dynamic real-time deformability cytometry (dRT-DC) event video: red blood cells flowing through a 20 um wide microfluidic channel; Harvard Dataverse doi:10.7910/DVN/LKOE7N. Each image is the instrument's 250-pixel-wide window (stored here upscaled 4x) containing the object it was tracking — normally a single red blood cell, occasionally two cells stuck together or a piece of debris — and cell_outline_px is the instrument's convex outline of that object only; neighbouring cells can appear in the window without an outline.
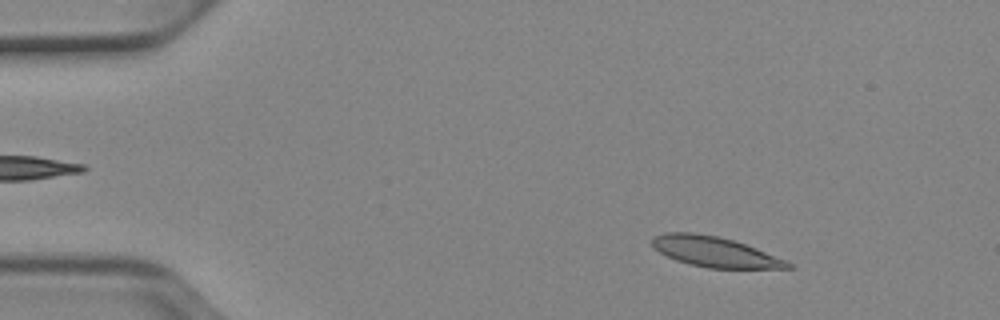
{"species": "Egyptian fruit bat (a non-hibernating species)", "species_latin": "Rousettus aegyptiacus", "temperature_condition": "cold", "stored_images_in_passage": 51, "camera_frame_rate_fps": 3000, "um_per_image_px": 0.085, "animal": {"sex": "female"}, "frame": {"image": 1, "passage_image": 7, "time_ms": 2.0, "image_size_px": [1000, 320], "cell_outline_px": [[796, 268], [708, 268], [676, 260], [652, 248], [652, 236], [664, 232], [692, 232], [720, 236], [736, 240], [788, 260]], "centroid_in_image_um": [60.78, 21.38], "position_along_channel_um": 24.2, "area_um2": 24.22}}
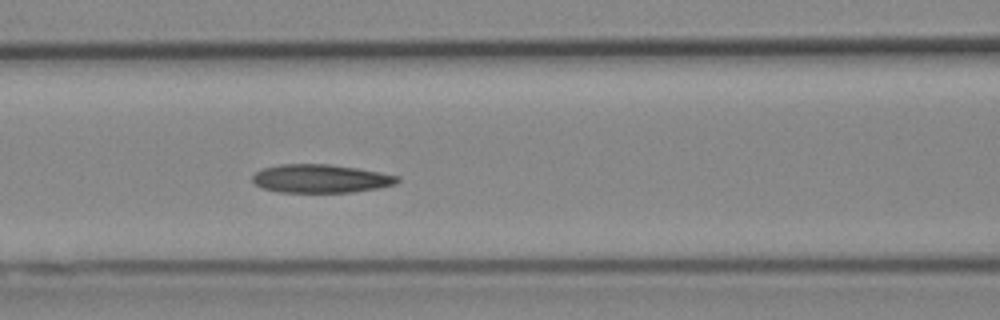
{"frame": {"image": 2, "passage_image": 22, "time_ms": 7.0, "image_size_px": [1000, 320], "cell_outline_px": [[400, 180], [396, 184], [380, 188], [352, 192], [280, 192], [264, 188], [256, 184], [252, 180], [252, 176], [256, 172], [264, 168], [280, 164], [328, 164], [356, 168], [380, 172], [400, 176]], "centroid_in_image_um": [27.3, 15.18], "position_along_channel_um": 139.3, "area_um2": 23.93}}
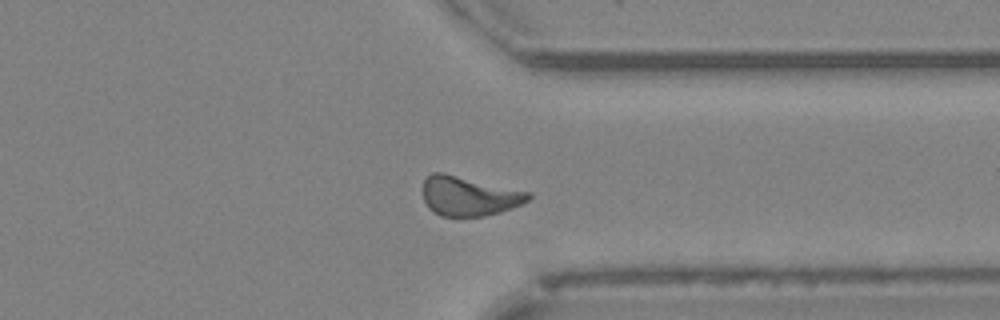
{"frame": {"image": 3, "passage_image": 40, "time_ms": 13.0, "image_size_px": [1000, 320], "cell_outline_px": [[532, 196], [528, 200], [520, 204], [500, 212], [484, 216], [440, 216], [432, 212], [428, 208], [424, 200], [424, 180], [432, 172], [444, 172], [532, 192]], "centroid_in_image_um": [39.86, 16.65], "position_along_channel_um": 371.5, "area_um2": 24.39}, "authors_computed_cell_mechanics": {"area_um2": 23.9292, "velocity_mm_per_s": 3.8788, "shape_relaxation_time_tau1_ms": null, "shape_relaxation_time_tau2_ms": 5.0794, "deformation_change_tau1": null, "deformation_change_tau2": 0.1254}}